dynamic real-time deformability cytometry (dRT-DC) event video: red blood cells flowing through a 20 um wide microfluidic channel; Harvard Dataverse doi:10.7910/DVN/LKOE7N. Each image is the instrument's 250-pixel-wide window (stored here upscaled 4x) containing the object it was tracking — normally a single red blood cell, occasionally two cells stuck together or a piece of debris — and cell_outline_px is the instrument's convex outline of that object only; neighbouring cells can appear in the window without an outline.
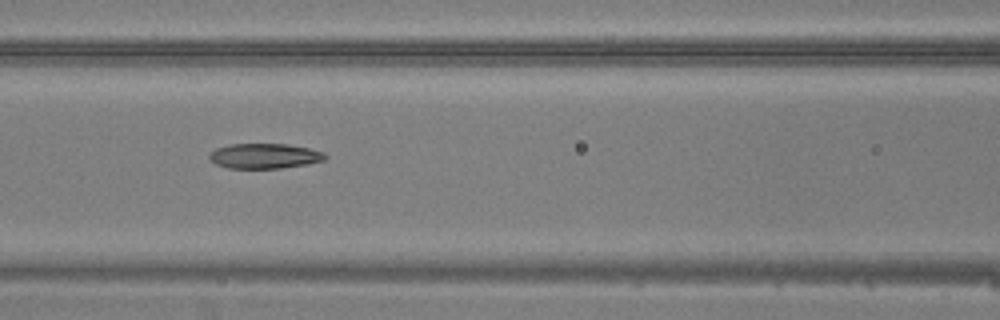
{"species": "common noctule bat (a hibernating species)", "species_latin": "Nyctalus noctula", "temperature_condition": "warm", "stored_images_in_passage": 15, "camera_frame_rate_fps": 3000, "um_per_image_px": 0.085, "animal": {"sex": "male", "body_mass_g": 20.5, "forearm_length_mm": 52.5}, "frame": {"image": 1, "passage_image": 7, "time_ms": 2.0, "image_size_px": [1000, 320], "cell_outline_px": [[328, 156], [324, 160], [308, 164], [280, 168], [228, 168], [216, 164], [208, 156], [216, 148], [228, 144], [288, 144], [308, 148], [324, 152]], "centroid_in_image_um": [22.51, 13.25], "position_along_channel_um": 144.1, "area_um2": 16.88}}
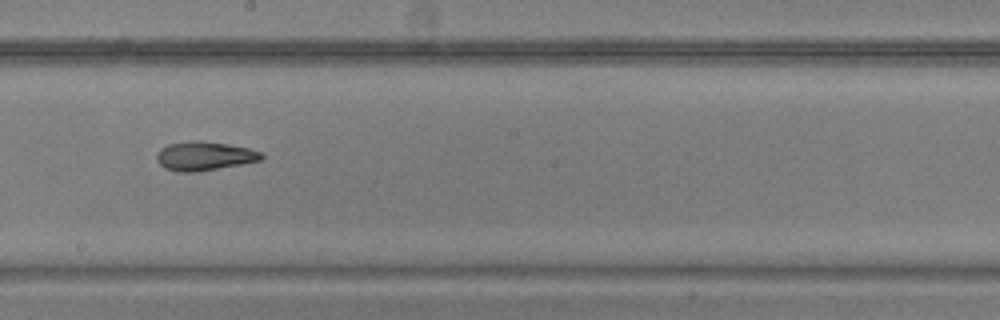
{"frame": {"image": 2, "passage_image": 13, "time_ms": 4.0, "image_size_px": [1000, 320], "cell_outline_px": [[264, 156], [260, 160], [244, 164], [196, 172], [180, 172], [164, 168], [156, 160], [156, 156], [160, 148], [168, 144], [192, 140], [200, 140], [228, 144], [248, 148], [264, 152]], "centroid_in_image_um": [17.38, 13.26], "position_along_channel_um": 230.8, "area_um2": 17.86}}